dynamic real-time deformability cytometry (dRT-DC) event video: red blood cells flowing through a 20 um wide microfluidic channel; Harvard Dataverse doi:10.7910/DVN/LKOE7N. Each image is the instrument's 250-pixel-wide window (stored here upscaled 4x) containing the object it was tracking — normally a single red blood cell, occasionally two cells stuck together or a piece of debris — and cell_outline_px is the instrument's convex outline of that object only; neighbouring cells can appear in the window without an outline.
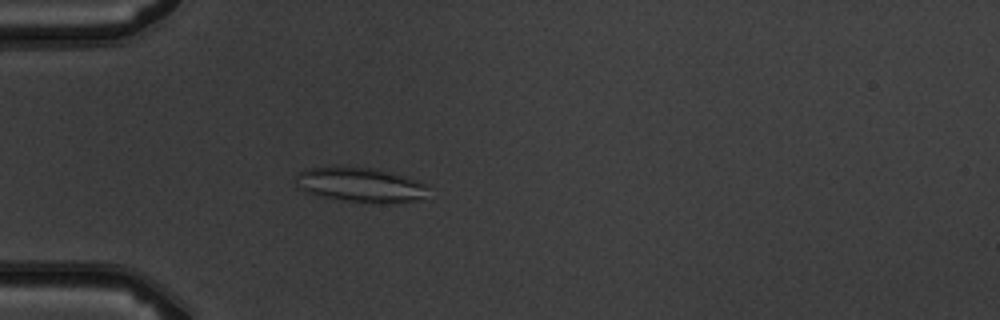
{"species": "common noctule bat (a hibernating species)", "species_latin": "Nyctalus noctula", "temperature_condition": "warm", "stored_images_in_passage": 4, "camera_frame_rate_fps": 3000, "um_per_image_px": 0.085, "animal": {"sex": "male", "body_mass_g": 19.5, "forearm_length_mm": 54.6}, "frame": {"image": 1, "passage_image": 4, "time_ms": 3.333, "image_size_px": [1000, 320], "cell_outline_px": [[424, 188], [420, 196], [416, 200], [344, 200], [304, 192], [296, 188], [296, 176], [304, 168], [372, 168], [392, 172], [420, 180], [424, 184]], "centroid_in_image_um": [30.5, 15.66], "position_along_channel_um": 54.5, "area_um2": 25.03}}